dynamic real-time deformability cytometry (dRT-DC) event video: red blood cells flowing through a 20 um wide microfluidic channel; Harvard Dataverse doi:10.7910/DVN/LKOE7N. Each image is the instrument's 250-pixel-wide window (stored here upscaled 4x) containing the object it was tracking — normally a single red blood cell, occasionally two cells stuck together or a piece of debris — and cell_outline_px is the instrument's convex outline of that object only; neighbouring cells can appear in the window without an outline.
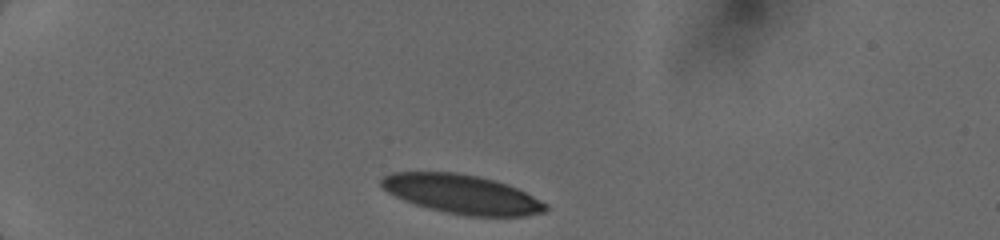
{"species": "human", "species_latin": "Homo sapiens", "temperature_condition": "cold", "stored_images_in_passage": 2, "camera_frame_rate_fps": 3000, "um_per_image_px": 0.085, "donor": {"sex": "female"}, "frame": {"image": 1, "passage_image": 1, "time_ms": 0.0, "image_size_px": [1000, 240], "cell_outline_px": [[548, 208], [544, 212], [524, 216], [468, 216], [428, 208], [404, 200], [388, 192], [380, 184], [380, 180], [384, 176], [392, 172], [456, 172], [496, 180], [516, 188], [548, 204]], "centroid_in_image_um": [39.26, 16.5], "position_along_channel_um": 45.7, "area_um2": 37.05}}